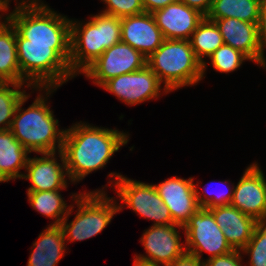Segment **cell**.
<instances>
[{
    "instance_id": "obj_22",
    "label": "cell",
    "mask_w": 266,
    "mask_h": 266,
    "mask_svg": "<svg viewBox=\"0 0 266 266\" xmlns=\"http://www.w3.org/2000/svg\"><path fill=\"white\" fill-rule=\"evenodd\" d=\"M30 152L14 137L10 130L0 131V169L10 179L22 178Z\"/></svg>"
},
{
    "instance_id": "obj_24",
    "label": "cell",
    "mask_w": 266,
    "mask_h": 266,
    "mask_svg": "<svg viewBox=\"0 0 266 266\" xmlns=\"http://www.w3.org/2000/svg\"><path fill=\"white\" fill-rule=\"evenodd\" d=\"M190 43L198 60L203 64V77L206 70L204 57H210L224 42L214 21L204 17L192 33Z\"/></svg>"
},
{
    "instance_id": "obj_19",
    "label": "cell",
    "mask_w": 266,
    "mask_h": 266,
    "mask_svg": "<svg viewBox=\"0 0 266 266\" xmlns=\"http://www.w3.org/2000/svg\"><path fill=\"white\" fill-rule=\"evenodd\" d=\"M208 210L213 214L231 247L242 250L252 238L258 221L232 205L215 206Z\"/></svg>"
},
{
    "instance_id": "obj_20",
    "label": "cell",
    "mask_w": 266,
    "mask_h": 266,
    "mask_svg": "<svg viewBox=\"0 0 266 266\" xmlns=\"http://www.w3.org/2000/svg\"><path fill=\"white\" fill-rule=\"evenodd\" d=\"M27 266H56L65 254L66 244L60 225H49L33 243Z\"/></svg>"
},
{
    "instance_id": "obj_16",
    "label": "cell",
    "mask_w": 266,
    "mask_h": 266,
    "mask_svg": "<svg viewBox=\"0 0 266 266\" xmlns=\"http://www.w3.org/2000/svg\"><path fill=\"white\" fill-rule=\"evenodd\" d=\"M214 21L222 35L223 42L245 54L250 61L266 68L263 47L258 38L256 23L235 18H220Z\"/></svg>"
},
{
    "instance_id": "obj_23",
    "label": "cell",
    "mask_w": 266,
    "mask_h": 266,
    "mask_svg": "<svg viewBox=\"0 0 266 266\" xmlns=\"http://www.w3.org/2000/svg\"><path fill=\"white\" fill-rule=\"evenodd\" d=\"M262 0H213L206 18H235L248 23H258Z\"/></svg>"
},
{
    "instance_id": "obj_34",
    "label": "cell",
    "mask_w": 266,
    "mask_h": 266,
    "mask_svg": "<svg viewBox=\"0 0 266 266\" xmlns=\"http://www.w3.org/2000/svg\"><path fill=\"white\" fill-rule=\"evenodd\" d=\"M176 1L178 0H142V4L145 12L153 13L154 11L165 8Z\"/></svg>"
},
{
    "instance_id": "obj_35",
    "label": "cell",
    "mask_w": 266,
    "mask_h": 266,
    "mask_svg": "<svg viewBox=\"0 0 266 266\" xmlns=\"http://www.w3.org/2000/svg\"><path fill=\"white\" fill-rule=\"evenodd\" d=\"M189 7L199 10L202 14L206 16L209 12L213 0H180Z\"/></svg>"
},
{
    "instance_id": "obj_13",
    "label": "cell",
    "mask_w": 266,
    "mask_h": 266,
    "mask_svg": "<svg viewBox=\"0 0 266 266\" xmlns=\"http://www.w3.org/2000/svg\"><path fill=\"white\" fill-rule=\"evenodd\" d=\"M230 205L257 221H266V179L257 163L248 166L234 186Z\"/></svg>"
},
{
    "instance_id": "obj_28",
    "label": "cell",
    "mask_w": 266,
    "mask_h": 266,
    "mask_svg": "<svg viewBox=\"0 0 266 266\" xmlns=\"http://www.w3.org/2000/svg\"><path fill=\"white\" fill-rule=\"evenodd\" d=\"M242 253L250 255V266H266V221H258Z\"/></svg>"
},
{
    "instance_id": "obj_14",
    "label": "cell",
    "mask_w": 266,
    "mask_h": 266,
    "mask_svg": "<svg viewBox=\"0 0 266 266\" xmlns=\"http://www.w3.org/2000/svg\"><path fill=\"white\" fill-rule=\"evenodd\" d=\"M158 195L168 207L175 224L183 226L201 207L195 194L193 178L170 177L154 185Z\"/></svg>"
},
{
    "instance_id": "obj_2",
    "label": "cell",
    "mask_w": 266,
    "mask_h": 266,
    "mask_svg": "<svg viewBox=\"0 0 266 266\" xmlns=\"http://www.w3.org/2000/svg\"><path fill=\"white\" fill-rule=\"evenodd\" d=\"M26 44L52 45V49L69 65L71 20L52 11L47 4H18L6 14Z\"/></svg>"
},
{
    "instance_id": "obj_36",
    "label": "cell",
    "mask_w": 266,
    "mask_h": 266,
    "mask_svg": "<svg viewBox=\"0 0 266 266\" xmlns=\"http://www.w3.org/2000/svg\"><path fill=\"white\" fill-rule=\"evenodd\" d=\"M133 259H134L133 266H161L155 263L139 260L137 258H133Z\"/></svg>"
},
{
    "instance_id": "obj_26",
    "label": "cell",
    "mask_w": 266,
    "mask_h": 266,
    "mask_svg": "<svg viewBox=\"0 0 266 266\" xmlns=\"http://www.w3.org/2000/svg\"><path fill=\"white\" fill-rule=\"evenodd\" d=\"M23 85L14 82H0V131L10 130L13 120L11 118L14 117L18 103L26 94L25 90H20Z\"/></svg>"
},
{
    "instance_id": "obj_31",
    "label": "cell",
    "mask_w": 266,
    "mask_h": 266,
    "mask_svg": "<svg viewBox=\"0 0 266 266\" xmlns=\"http://www.w3.org/2000/svg\"><path fill=\"white\" fill-rule=\"evenodd\" d=\"M241 250H233L227 254L212 257L203 261V266H242Z\"/></svg>"
},
{
    "instance_id": "obj_25",
    "label": "cell",
    "mask_w": 266,
    "mask_h": 266,
    "mask_svg": "<svg viewBox=\"0 0 266 266\" xmlns=\"http://www.w3.org/2000/svg\"><path fill=\"white\" fill-rule=\"evenodd\" d=\"M27 196L34 210L48 218L56 219L49 225H60L70 210L62 198L60 190L27 192Z\"/></svg>"
},
{
    "instance_id": "obj_38",
    "label": "cell",
    "mask_w": 266,
    "mask_h": 266,
    "mask_svg": "<svg viewBox=\"0 0 266 266\" xmlns=\"http://www.w3.org/2000/svg\"><path fill=\"white\" fill-rule=\"evenodd\" d=\"M8 181H10V179L0 169V183L1 182H8Z\"/></svg>"
},
{
    "instance_id": "obj_12",
    "label": "cell",
    "mask_w": 266,
    "mask_h": 266,
    "mask_svg": "<svg viewBox=\"0 0 266 266\" xmlns=\"http://www.w3.org/2000/svg\"><path fill=\"white\" fill-rule=\"evenodd\" d=\"M177 227L184 229L177 224L150 226L140 240L147 255L140 254L135 258L166 266L182 256L186 252V246H182Z\"/></svg>"
},
{
    "instance_id": "obj_29",
    "label": "cell",
    "mask_w": 266,
    "mask_h": 266,
    "mask_svg": "<svg viewBox=\"0 0 266 266\" xmlns=\"http://www.w3.org/2000/svg\"><path fill=\"white\" fill-rule=\"evenodd\" d=\"M105 2L106 9L101 13L123 18L139 15L145 12L142 0H101Z\"/></svg>"
},
{
    "instance_id": "obj_4",
    "label": "cell",
    "mask_w": 266,
    "mask_h": 266,
    "mask_svg": "<svg viewBox=\"0 0 266 266\" xmlns=\"http://www.w3.org/2000/svg\"><path fill=\"white\" fill-rule=\"evenodd\" d=\"M121 42V18L98 13L82 23L71 19L69 68L82 74L103 52Z\"/></svg>"
},
{
    "instance_id": "obj_8",
    "label": "cell",
    "mask_w": 266,
    "mask_h": 266,
    "mask_svg": "<svg viewBox=\"0 0 266 266\" xmlns=\"http://www.w3.org/2000/svg\"><path fill=\"white\" fill-rule=\"evenodd\" d=\"M115 181L117 196L126 207L132 209L138 215L154 220L153 225H173L172 216L168 207L158 195L154 184H148L127 178L119 173H110Z\"/></svg>"
},
{
    "instance_id": "obj_17",
    "label": "cell",
    "mask_w": 266,
    "mask_h": 266,
    "mask_svg": "<svg viewBox=\"0 0 266 266\" xmlns=\"http://www.w3.org/2000/svg\"><path fill=\"white\" fill-rule=\"evenodd\" d=\"M164 39L190 40L205 15L180 0L152 13Z\"/></svg>"
},
{
    "instance_id": "obj_11",
    "label": "cell",
    "mask_w": 266,
    "mask_h": 266,
    "mask_svg": "<svg viewBox=\"0 0 266 266\" xmlns=\"http://www.w3.org/2000/svg\"><path fill=\"white\" fill-rule=\"evenodd\" d=\"M101 87L132 106L150 99H157L161 95L162 86L157 75L148 65H145L136 72L114 77Z\"/></svg>"
},
{
    "instance_id": "obj_27",
    "label": "cell",
    "mask_w": 266,
    "mask_h": 266,
    "mask_svg": "<svg viewBox=\"0 0 266 266\" xmlns=\"http://www.w3.org/2000/svg\"><path fill=\"white\" fill-rule=\"evenodd\" d=\"M211 66L218 72L230 73L238 69L246 60H250L245 54L223 43L209 57Z\"/></svg>"
},
{
    "instance_id": "obj_10",
    "label": "cell",
    "mask_w": 266,
    "mask_h": 266,
    "mask_svg": "<svg viewBox=\"0 0 266 266\" xmlns=\"http://www.w3.org/2000/svg\"><path fill=\"white\" fill-rule=\"evenodd\" d=\"M147 65V58L128 44L119 42L106 49L82 74L97 86L122 74L136 72Z\"/></svg>"
},
{
    "instance_id": "obj_39",
    "label": "cell",
    "mask_w": 266,
    "mask_h": 266,
    "mask_svg": "<svg viewBox=\"0 0 266 266\" xmlns=\"http://www.w3.org/2000/svg\"><path fill=\"white\" fill-rule=\"evenodd\" d=\"M20 4H33V0H21Z\"/></svg>"
},
{
    "instance_id": "obj_33",
    "label": "cell",
    "mask_w": 266,
    "mask_h": 266,
    "mask_svg": "<svg viewBox=\"0 0 266 266\" xmlns=\"http://www.w3.org/2000/svg\"><path fill=\"white\" fill-rule=\"evenodd\" d=\"M203 261L200 260L197 256L185 252L182 256H179L171 264L166 266H203Z\"/></svg>"
},
{
    "instance_id": "obj_21",
    "label": "cell",
    "mask_w": 266,
    "mask_h": 266,
    "mask_svg": "<svg viewBox=\"0 0 266 266\" xmlns=\"http://www.w3.org/2000/svg\"><path fill=\"white\" fill-rule=\"evenodd\" d=\"M0 82L31 85L22 77L16 50V28L9 20L0 21Z\"/></svg>"
},
{
    "instance_id": "obj_7",
    "label": "cell",
    "mask_w": 266,
    "mask_h": 266,
    "mask_svg": "<svg viewBox=\"0 0 266 266\" xmlns=\"http://www.w3.org/2000/svg\"><path fill=\"white\" fill-rule=\"evenodd\" d=\"M72 196L78 206L76 216L68 224V217L74 210V206L70 205L69 212L60 224L66 242L82 241L96 236L107 227L113 216L123 209L113 197H107L103 189L75 193Z\"/></svg>"
},
{
    "instance_id": "obj_40",
    "label": "cell",
    "mask_w": 266,
    "mask_h": 266,
    "mask_svg": "<svg viewBox=\"0 0 266 266\" xmlns=\"http://www.w3.org/2000/svg\"><path fill=\"white\" fill-rule=\"evenodd\" d=\"M41 0H33V4H40Z\"/></svg>"
},
{
    "instance_id": "obj_30",
    "label": "cell",
    "mask_w": 266,
    "mask_h": 266,
    "mask_svg": "<svg viewBox=\"0 0 266 266\" xmlns=\"http://www.w3.org/2000/svg\"><path fill=\"white\" fill-rule=\"evenodd\" d=\"M220 183L221 184L223 183L225 185L227 184L226 188L228 190L225 189V190H227V193H226V191H223V190L221 192L219 191L215 194L216 196L213 194L214 192L213 193L211 191L209 192L208 189L206 190V188L204 190L205 195H204V192H203V195L202 194L200 195L199 190L196 188L197 184H194L197 201H198V204L201 208L209 209V208H212L215 206L230 205L232 198H233L234 186L231 187L228 183V180L224 181V182L222 181ZM210 190H212V189H210Z\"/></svg>"
},
{
    "instance_id": "obj_5",
    "label": "cell",
    "mask_w": 266,
    "mask_h": 266,
    "mask_svg": "<svg viewBox=\"0 0 266 266\" xmlns=\"http://www.w3.org/2000/svg\"><path fill=\"white\" fill-rule=\"evenodd\" d=\"M147 65L164 83V93L191 86L203 79V64L192 49L190 40L164 39L147 58Z\"/></svg>"
},
{
    "instance_id": "obj_9",
    "label": "cell",
    "mask_w": 266,
    "mask_h": 266,
    "mask_svg": "<svg viewBox=\"0 0 266 266\" xmlns=\"http://www.w3.org/2000/svg\"><path fill=\"white\" fill-rule=\"evenodd\" d=\"M183 228L186 236V252L197 256L200 260L203 258V251L209 253V258H212L234 250L208 209L200 208Z\"/></svg>"
},
{
    "instance_id": "obj_15",
    "label": "cell",
    "mask_w": 266,
    "mask_h": 266,
    "mask_svg": "<svg viewBox=\"0 0 266 266\" xmlns=\"http://www.w3.org/2000/svg\"><path fill=\"white\" fill-rule=\"evenodd\" d=\"M57 153H43V157L28 158L22 179L31 182L27 192L37 191H55L67 188V172L65 157L62 151H59L60 162L55 157ZM66 177H68L66 179Z\"/></svg>"
},
{
    "instance_id": "obj_3",
    "label": "cell",
    "mask_w": 266,
    "mask_h": 266,
    "mask_svg": "<svg viewBox=\"0 0 266 266\" xmlns=\"http://www.w3.org/2000/svg\"><path fill=\"white\" fill-rule=\"evenodd\" d=\"M29 96L25 94L18 103L10 131L30 153L62 151L66 130L58 129L59 121L55 119L53 111L46 102L49 96L45 98L43 94H39L27 109L22 110Z\"/></svg>"
},
{
    "instance_id": "obj_18",
    "label": "cell",
    "mask_w": 266,
    "mask_h": 266,
    "mask_svg": "<svg viewBox=\"0 0 266 266\" xmlns=\"http://www.w3.org/2000/svg\"><path fill=\"white\" fill-rule=\"evenodd\" d=\"M164 37L152 13L121 18V42L150 57L162 44Z\"/></svg>"
},
{
    "instance_id": "obj_1",
    "label": "cell",
    "mask_w": 266,
    "mask_h": 266,
    "mask_svg": "<svg viewBox=\"0 0 266 266\" xmlns=\"http://www.w3.org/2000/svg\"><path fill=\"white\" fill-rule=\"evenodd\" d=\"M65 130L62 152L69 180L73 183L103 168L130 138L123 131L96 127L81 121Z\"/></svg>"
},
{
    "instance_id": "obj_32",
    "label": "cell",
    "mask_w": 266,
    "mask_h": 266,
    "mask_svg": "<svg viewBox=\"0 0 266 266\" xmlns=\"http://www.w3.org/2000/svg\"><path fill=\"white\" fill-rule=\"evenodd\" d=\"M258 38L263 49L266 47V0H262L257 23Z\"/></svg>"
},
{
    "instance_id": "obj_6",
    "label": "cell",
    "mask_w": 266,
    "mask_h": 266,
    "mask_svg": "<svg viewBox=\"0 0 266 266\" xmlns=\"http://www.w3.org/2000/svg\"><path fill=\"white\" fill-rule=\"evenodd\" d=\"M16 50L22 77L32 88L46 89V95L75 77L52 45L26 44V39L17 30Z\"/></svg>"
},
{
    "instance_id": "obj_37",
    "label": "cell",
    "mask_w": 266,
    "mask_h": 266,
    "mask_svg": "<svg viewBox=\"0 0 266 266\" xmlns=\"http://www.w3.org/2000/svg\"><path fill=\"white\" fill-rule=\"evenodd\" d=\"M10 0H0V12H8Z\"/></svg>"
}]
</instances>
